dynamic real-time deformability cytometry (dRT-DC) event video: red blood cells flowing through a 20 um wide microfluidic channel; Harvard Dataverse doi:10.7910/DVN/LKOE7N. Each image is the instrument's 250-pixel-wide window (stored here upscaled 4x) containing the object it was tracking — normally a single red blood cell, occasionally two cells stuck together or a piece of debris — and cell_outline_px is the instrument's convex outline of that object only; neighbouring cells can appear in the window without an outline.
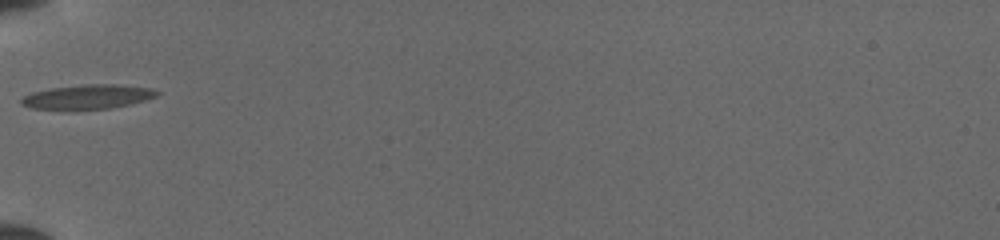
{"species": "common noctule bat (a hibernating species)", "species_latin": "Nyctalus noctula", "temperature_condition": "cold", "stored_images_in_passage": 30, "camera_frame_rate_fps": 3000, "um_per_image_px": 0.085, "animal": {"sex": "female", "body_mass_g": 19.5, "forearm_length_mm": 54.1}, "frame": {"image": 1, "passage_image": 1, "time_ms": 0.0, "image_size_px": [1000, 240], "cell_outline_px": [[160, 92], [156, 96], [144, 100], [128, 104], [108, 108], [32, 108], [20, 104], [20, 100], [24, 96], [32, 92], [52, 88], [84, 84], [116, 84], [152, 88]], "centroid_in_image_um": [7.47, 8.2], "position_along_channel_um": 77.5, "area_um2": 18.67}}
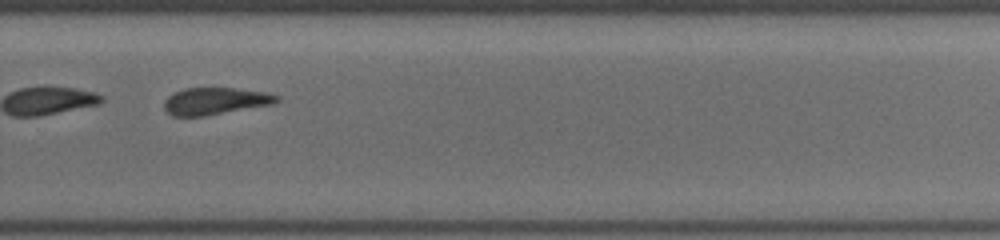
{"frame": {"image": 2, "passage_image": 18, "time_ms": 5.667, "image_size_px": [1000, 240], "cell_outline_px": [[280, 100], [272, 104], [204, 116], [172, 116], [164, 108], [164, 100], [168, 96], [184, 88], [236, 88], [268, 92], [280, 96]], "centroid_in_image_um": [18.31, 8.58], "position_along_channel_um": 311.5, "area_um2": 17.74}}